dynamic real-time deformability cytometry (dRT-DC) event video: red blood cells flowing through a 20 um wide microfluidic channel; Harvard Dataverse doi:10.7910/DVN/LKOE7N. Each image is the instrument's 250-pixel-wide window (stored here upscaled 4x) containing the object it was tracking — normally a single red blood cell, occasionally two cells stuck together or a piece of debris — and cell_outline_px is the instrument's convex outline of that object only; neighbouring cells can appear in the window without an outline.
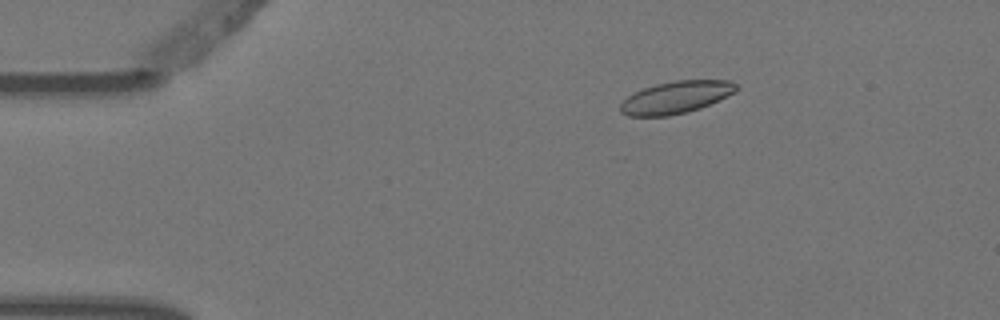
{"species": "Egyptian fruit bat (a non-hibernating species)", "species_latin": "Rousettus aegyptiacus", "temperature_condition": "warm", "stored_images_in_passage": 5, "camera_frame_rate_fps": 3000, "um_per_image_px": 0.085, "animal": {"sex": "female"}, "frame": {"image": 1, "passage_image": 3, "time_ms": 0.667, "image_size_px": [1000, 320], "cell_outline_px": [[736, 92], [700, 108], [688, 112], [668, 116], [628, 116], [620, 112], [620, 104], [628, 96], [644, 88], [656, 84], [676, 80], [732, 80], [736, 84]], "centroid_in_image_um": [57.46, 8.27], "position_along_channel_um": 27.5, "area_um2": 21.68}}